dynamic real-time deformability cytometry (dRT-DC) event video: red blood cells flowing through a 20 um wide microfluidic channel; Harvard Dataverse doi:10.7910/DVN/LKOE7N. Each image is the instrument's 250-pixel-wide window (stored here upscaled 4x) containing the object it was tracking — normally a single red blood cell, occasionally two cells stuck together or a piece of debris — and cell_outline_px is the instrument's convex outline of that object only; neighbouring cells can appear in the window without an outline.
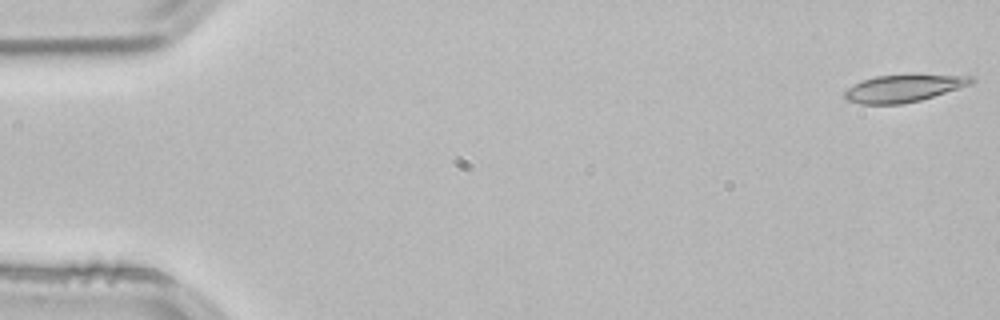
{"species": "common noctule bat (a hibernating species)", "species_latin": "Nyctalus noctula", "temperature_condition": "room temperature", "stored_images_in_passage": 53, "camera_frame_rate_fps": 3000, "um_per_image_px": 0.085, "animal": {"sex": "male", "body_mass_g": 21.5, "forearm_length_mm": 52.0}, "frame": {"image": 1, "passage_image": 1, "time_ms": 0.0, "image_size_px": [1000, 320], "cell_outline_px": [[976, 80], [972, 84], [920, 100], [900, 104], [860, 104], [848, 100], [844, 96], [844, 92], [848, 88], [864, 80], [876, 76], [972, 76]], "centroid_in_image_um": [76.79, 7.53], "position_along_channel_um": 8.2, "area_um2": 19.36}}
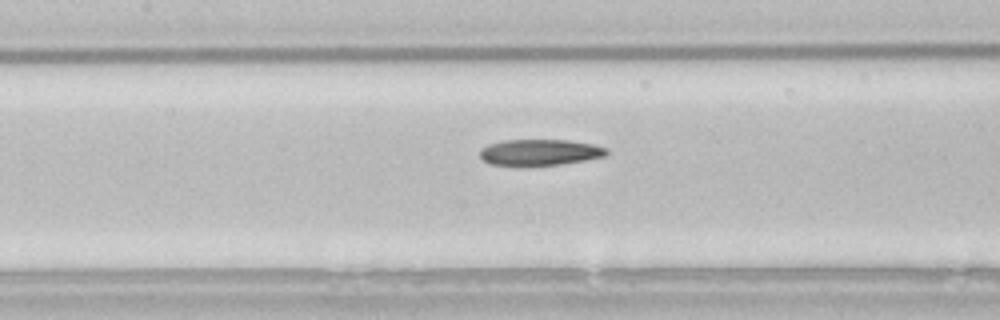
{"frame": {"image": 2, "passage_image": 24, "time_ms": 7.667, "image_size_px": [1000, 320], "cell_outline_px": [[608, 156], [560, 164], [532, 168], [528, 168], [488, 164], [480, 156], [480, 148], [488, 144], [504, 140], [568, 140], [592, 144], [608, 148]], "centroid_in_image_um": [45.85, 12.98], "position_along_channel_um": 161.6, "area_um2": 20.06}}
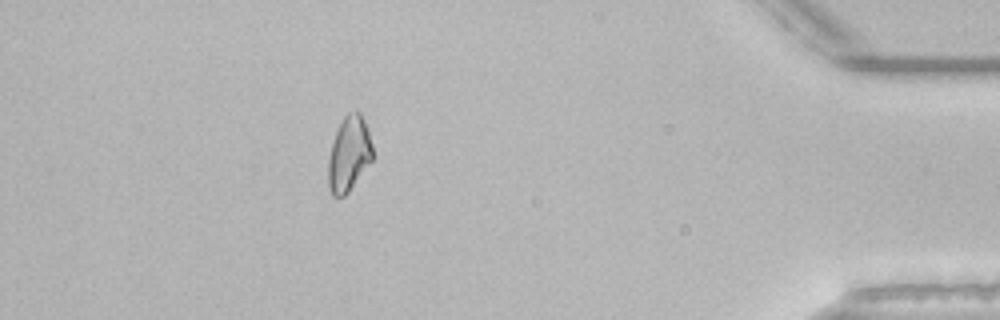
{"frame": {"image": 3, "passage_image": 47, "time_ms": 15.333, "image_size_px": [1000, 320], "cell_outline_px": [[376, 156], [348, 192], [344, 196], [332, 196], [328, 184], [328, 160], [332, 140], [344, 116], [348, 112], [356, 108], [360, 112], [364, 120]], "centroid_in_image_um": [29.68, 13.06], "position_along_channel_um": 405.5, "area_um2": 19.71}}